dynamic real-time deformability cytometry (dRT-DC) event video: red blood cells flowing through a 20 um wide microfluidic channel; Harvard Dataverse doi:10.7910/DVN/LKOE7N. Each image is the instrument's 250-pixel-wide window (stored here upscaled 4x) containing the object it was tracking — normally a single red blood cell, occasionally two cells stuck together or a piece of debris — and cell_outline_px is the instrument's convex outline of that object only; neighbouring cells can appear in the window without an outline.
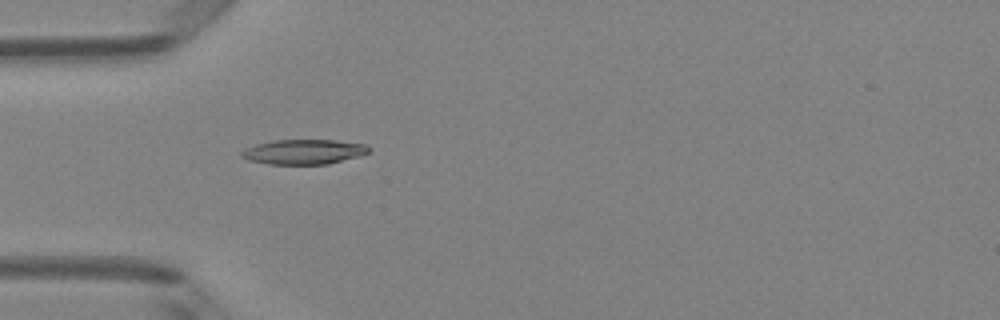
{"species": "Egyptian fruit bat (a non-hibernating species)", "species_latin": "Rousettus aegyptiacus", "temperature_condition": "room temperature", "stored_images_in_passage": 4, "camera_frame_rate_fps": 3000, "um_per_image_px": 0.085, "animal": {"sex": "female"}, "frame": {"image": 1, "passage_image": 4, "time_ms": 1.0, "image_size_px": [1000, 320], "cell_outline_px": [[368, 152], [360, 156], [328, 164], [268, 164], [248, 160], [240, 156], [240, 152], [244, 148], [256, 144], [272, 140], [332, 140], [364, 144], [368, 148]], "centroid_in_image_um": [25.75, 12.91], "position_along_channel_um": 59.2, "area_um2": 18.38}}